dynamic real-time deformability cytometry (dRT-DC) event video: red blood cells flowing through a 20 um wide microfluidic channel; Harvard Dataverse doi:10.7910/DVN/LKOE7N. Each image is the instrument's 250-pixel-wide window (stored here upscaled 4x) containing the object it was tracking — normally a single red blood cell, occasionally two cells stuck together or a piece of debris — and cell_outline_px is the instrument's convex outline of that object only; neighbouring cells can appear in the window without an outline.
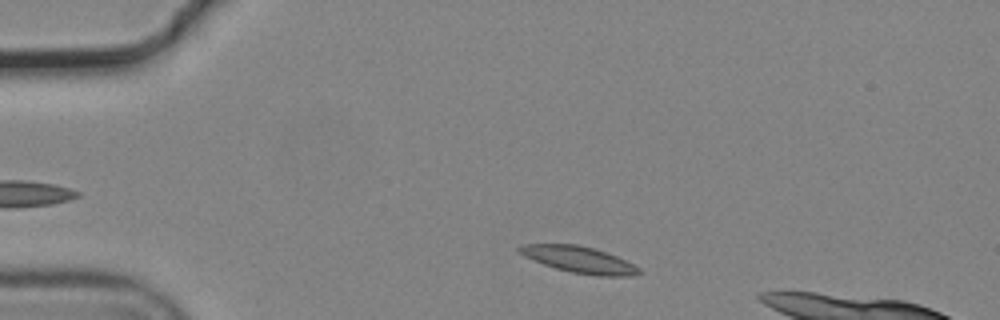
{"species": "common noctule bat (a hibernating species)", "species_latin": "Nyctalus noctula", "temperature_condition": "cold", "stored_images_in_passage": 41, "camera_frame_rate_fps": 3000, "um_per_image_px": 0.085, "animal": {"sex": "male", "body_mass_g": 19.2, "forearm_length_mm": 51.8}, "frame": {"image": 1, "passage_image": 4, "time_ms": 1.0, "image_size_px": [1000, 320], "cell_outline_px": [[644, 272], [636, 276], [596, 276], [572, 272], [556, 268], [544, 264], [524, 256], [516, 252], [516, 248], [520, 244], [576, 244], [592, 248], [616, 256], [640, 268]], "centroid_in_image_um": [49.21, 22.07], "position_along_channel_um": 35.8, "area_um2": 18.44}}
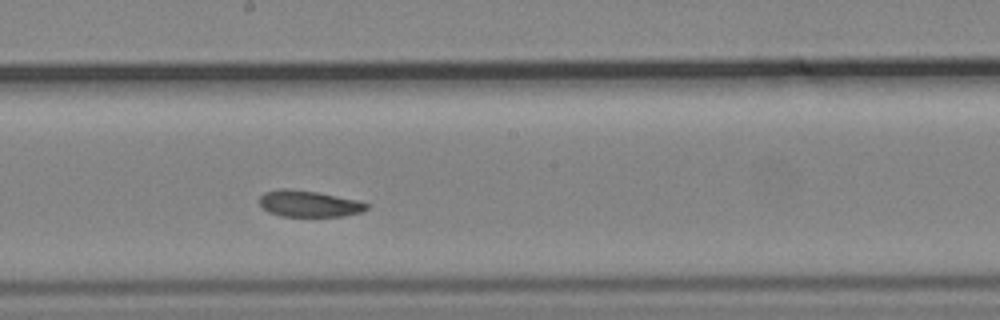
{"frame": {"image": 2, "passage_image": 23, "time_ms": 7.333, "image_size_px": [1000, 320], "cell_outline_px": [[368, 208], [360, 212], [340, 216], [280, 216], [268, 212], [260, 204], [260, 196], [264, 192], [280, 188], [288, 188], [316, 192], [356, 200], [368, 204]], "centroid_in_image_um": [26.2, 17.31], "position_along_channel_um": 222.0, "area_um2": 16.24}}
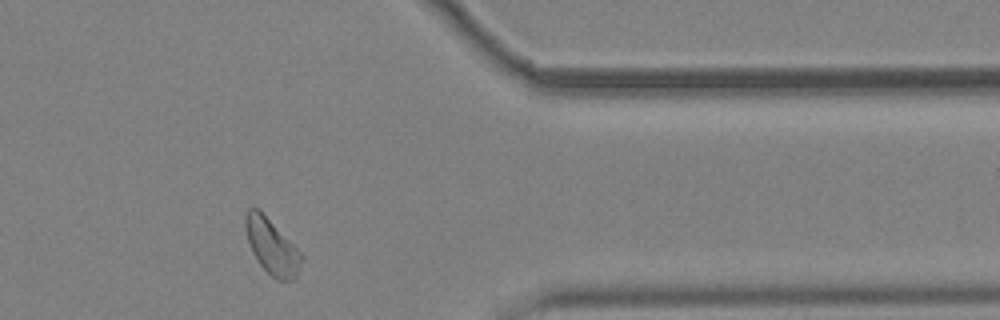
{"frame": {"image": 3, "passage_image": 38, "time_ms": 12.333, "image_size_px": [1000, 320], "cell_outline_px": [[304, 256], [296, 276], [292, 280], [276, 280], [256, 260], [252, 252], [248, 240], [244, 224], [244, 216], [248, 208], [256, 208]], "centroid_in_image_um": [23.08, 20.99], "position_along_channel_um": 388.3, "area_um2": 17.4}, "authors_computed_cell_mechanics": {"area_um2": 17.6868, "velocity_mm_per_s": 3.6571, "shape_relaxation_time_tau1_ms": 8.2245, "shape_relaxation_time_tau2_ms": 3.9791, "deformation_change_tau1": 0.1514, "deformation_change_tau2": 0.1}}